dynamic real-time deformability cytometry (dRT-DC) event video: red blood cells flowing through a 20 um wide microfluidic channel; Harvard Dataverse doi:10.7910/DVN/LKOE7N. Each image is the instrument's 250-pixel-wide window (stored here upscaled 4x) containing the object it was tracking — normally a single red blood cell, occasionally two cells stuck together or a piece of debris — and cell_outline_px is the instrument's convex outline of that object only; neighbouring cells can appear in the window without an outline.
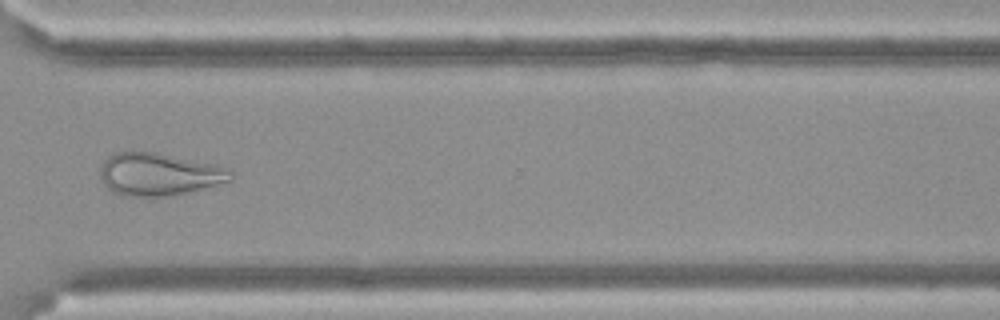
{"species": "Egyptian fruit bat (a non-hibernating species)", "species_latin": "Rousettus aegyptiacus", "temperature_condition": "cold", "stored_images_in_passage": 16, "segment_of_instrument_passage": [1, 2], "camera_frame_rate_fps": 3000, "um_per_image_px": 0.085, "frame": {"image": 1, "passage_image": 12, "time_ms": 3.667, "image_size_px": [1000, 320], "cell_outline_px": [[232, 180], [168, 196], [124, 196], [112, 192], [104, 184], [100, 176], [100, 168], [104, 160], [108, 156], [116, 152], [156, 152], [216, 164], [232, 172]], "centroid_in_image_um": [13.46, 14.8], "position_along_channel_um": 357.1, "area_um2": 32.08}}
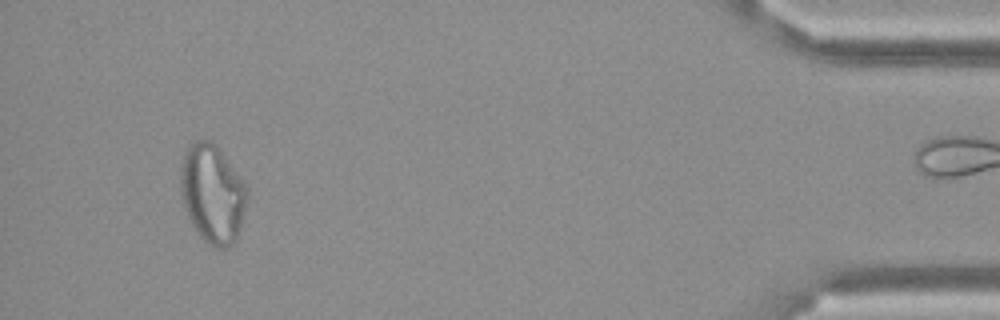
{"frame": {"image": 2, "passage_image": 14, "time_ms": 4.333, "image_size_px": [1000, 320], "cell_outline_px": [[248, 196], [240, 228], [232, 244], [228, 248], [212, 248], [200, 236], [192, 224], [188, 216], [180, 196], [180, 168], [184, 152], [188, 144], [192, 140], [212, 140], [216, 144], [248, 184]], "centroid_in_image_um": [18.06, 16.42], "position_along_channel_um": 417.1, "area_um2": 38.96}}